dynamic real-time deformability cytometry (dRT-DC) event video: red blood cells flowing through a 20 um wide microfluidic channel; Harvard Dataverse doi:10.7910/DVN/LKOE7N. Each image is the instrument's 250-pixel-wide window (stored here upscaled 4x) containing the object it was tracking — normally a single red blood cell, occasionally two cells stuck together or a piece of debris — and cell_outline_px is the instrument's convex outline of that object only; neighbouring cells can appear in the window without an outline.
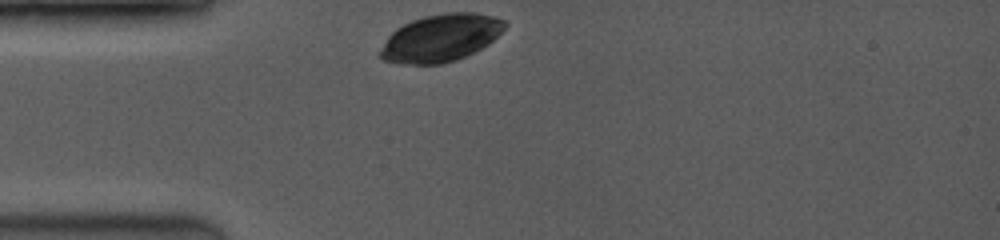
{"species": "common noctule bat (a hibernating species)", "species_latin": "Nyctalus noctula", "temperature_condition": "room temperature", "stored_images_in_passage": 17, "camera_frame_rate_fps": 3500, "um_per_image_px": 0.085, "animal": {"sex": "female", "body_mass_g": 19.0, "forearm_length_mm": 53.3}, "frame": {"image": 1, "passage_image": 1, "time_ms": 0.0, "image_size_px": [1000, 240], "cell_outline_px": [[508, 24], [488, 44], [456, 60], [440, 64], [404, 64], [384, 60], [380, 56], [380, 52], [388, 36], [396, 28], [412, 20], [424, 16], [444, 12], [476, 12], [492, 16], [504, 20]], "centroid_in_image_um": [37.46, 3.21], "position_along_channel_um": 47.5, "area_um2": 34.04}}